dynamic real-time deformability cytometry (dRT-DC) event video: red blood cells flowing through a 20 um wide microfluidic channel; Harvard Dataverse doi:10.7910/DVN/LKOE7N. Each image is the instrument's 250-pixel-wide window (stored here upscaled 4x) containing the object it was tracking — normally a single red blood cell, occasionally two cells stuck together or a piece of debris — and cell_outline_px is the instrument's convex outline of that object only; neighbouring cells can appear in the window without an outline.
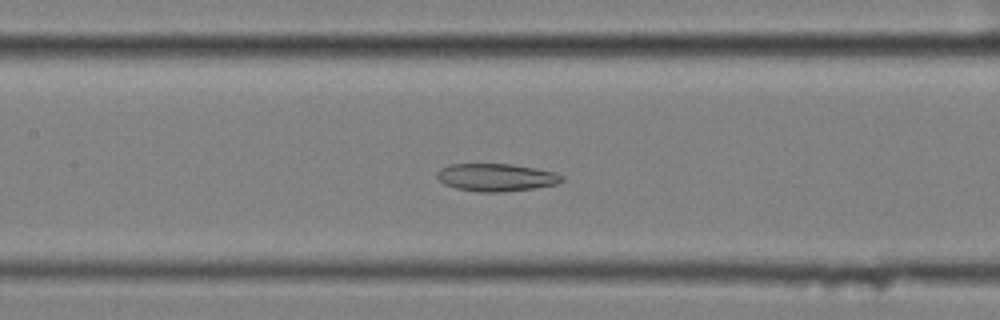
{"species": "common noctule bat (a hibernating species)", "species_latin": "Nyctalus noctula", "temperature_condition": "cold", "stored_images_in_passage": 58, "segment_of_instrument_passage": [2, 2], "camera_frame_rate_fps": 3000, "um_per_image_px": 0.085, "animal": {"sex": "female", "body_mass_g": 25.1}, "frame": {"image": 1, "passage_image": 27, "time_ms": 8.667, "image_size_px": [1000, 320], "cell_outline_px": [[568, 180], [556, 184], [532, 188], [500, 192], [480, 192], [456, 188], [444, 184], [436, 176], [436, 172], [440, 168], [448, 164], [512, 164], [536, 168], [556, 172], [564, 176]], "centroid_in_image_um": [42.2, 15.07], "position_along_channel_um": 165.2, "area_um2": 20.29}}
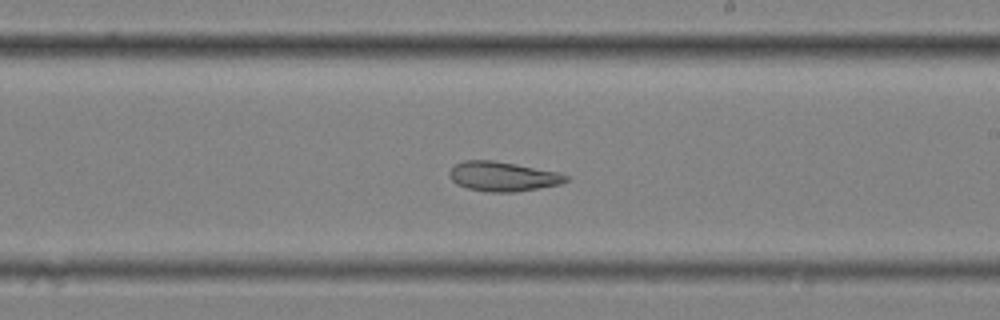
{"frame": {"image": 2, "passage_image": 34, "time_ms": 11.0, "image_size_px": [1000, 320], "cell_outline_px": [[568, 180], [560, 184], [516, 192], [488, 192], [468, 188], [456, 184], [448, 176], [448, 172], [456, 164], [464, 160], [492, 160], [516, 164], [560, 172], [568, 176]], "centroid_in_image_um": [42.73, 14.99], "position_along_channel_um": 246.3, "area_um2": 20.11}}
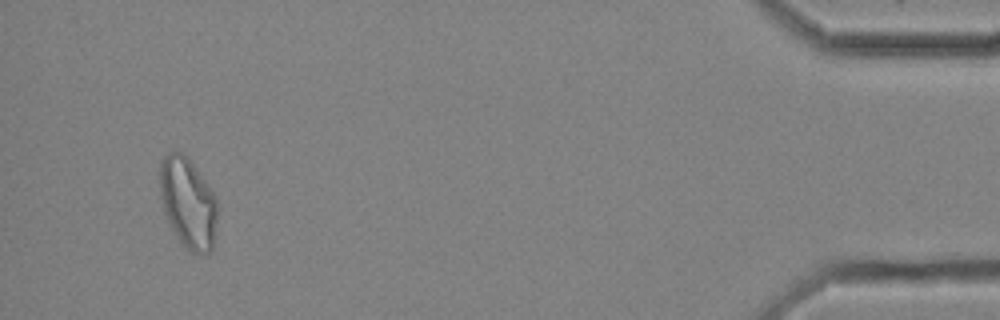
{"frame": {"image": 3, "passage_image": 55, "time_ms": 18.0, "image_size_px": [1000, 320], "cell_outline_px": [[216, 220], [212, 248], [208, 256], [204, 256], [192, 252], [176, 236], [168, 224], [164, 216], [160, 200], [160, 164], [164, 156], [168, 152], [180, 152], [192, 160], [216, 196]], "centroid_in_image_um": [15.96, 17.24], "position_along_channel_um": 419.2, "area_um2": 30.69}}